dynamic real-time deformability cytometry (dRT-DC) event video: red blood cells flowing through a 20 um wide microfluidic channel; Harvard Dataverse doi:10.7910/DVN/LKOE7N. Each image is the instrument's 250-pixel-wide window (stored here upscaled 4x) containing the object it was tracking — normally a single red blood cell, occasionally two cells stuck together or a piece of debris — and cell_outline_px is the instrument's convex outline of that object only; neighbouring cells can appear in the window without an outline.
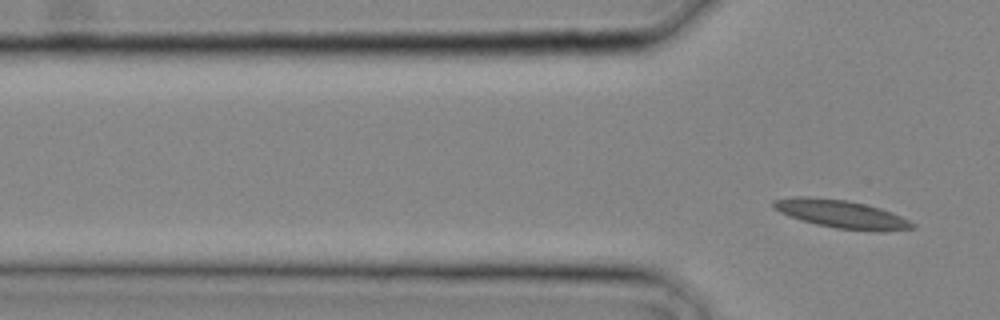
{"species": "common noctule bat (a hibernating species)", "species_latin": "Nyctalus noctula", "temperature_condition": "cold", "stored_images_in_passage": 3, "segment_of_instrument_passage": [2, 2], "camera_frame_rate_fps": 3000, "um_per_image_px": 0.085, "animal": {"sex": "male", "body_mass_g": 20.4}, "frame": {"image": 1, "passage_image": 3, "time_ms": 0.667, "image_size_px": [1000, 320], "cell_outline_px": [[916, 228], [836, 228], [816, 224], [788, 216], [772, 208], [772, 200], [792, 196], [816, 196], [848, 200], [880, 208], [900, 216], [916, 224]], "centroid_in_image_um": [71.31, 18.11], "position_along_channel_um": 54.5, "area_um2": 21.85}}